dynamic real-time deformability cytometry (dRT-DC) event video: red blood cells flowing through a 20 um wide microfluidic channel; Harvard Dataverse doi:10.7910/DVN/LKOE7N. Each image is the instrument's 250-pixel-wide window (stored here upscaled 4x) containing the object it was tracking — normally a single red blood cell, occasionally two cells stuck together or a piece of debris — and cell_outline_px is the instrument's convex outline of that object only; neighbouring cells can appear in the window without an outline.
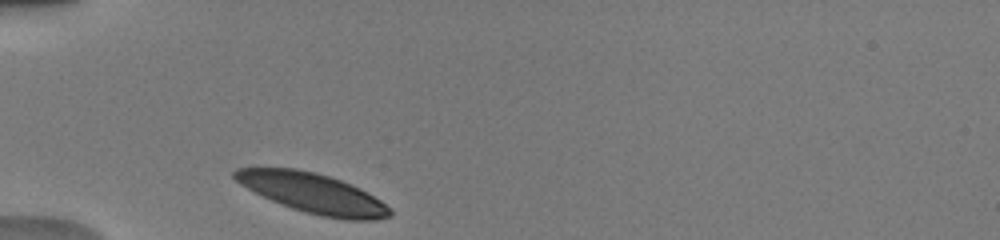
{"species": "human", "species_latin": "Homo sapiens", "temperature_condition": "warm", "stored_images_in_passage": 4, "camera_frame_rate_fps": 3000, "um_per_image_px": 0.085, "donor": {"sex": "male"}, "frame": {"image": 1, "passage_image": 1, "time_ms": 0.0, "image_size_px": [1000, 240], "cell_outline_px": [[392, 216], [376, 220], [348, 220], [320, 216], [304, 212], [280, 204], [240, 184], [232, 176], [232, 172], [236, 168], [296, 168], [316, 172], [352, 184], [360, 188], [380, 200], [392, 212]], "centroid_in_image_um": [26.6, 16.42], "position_along_channel_um": 58.4, "area_um2": 35.84}}